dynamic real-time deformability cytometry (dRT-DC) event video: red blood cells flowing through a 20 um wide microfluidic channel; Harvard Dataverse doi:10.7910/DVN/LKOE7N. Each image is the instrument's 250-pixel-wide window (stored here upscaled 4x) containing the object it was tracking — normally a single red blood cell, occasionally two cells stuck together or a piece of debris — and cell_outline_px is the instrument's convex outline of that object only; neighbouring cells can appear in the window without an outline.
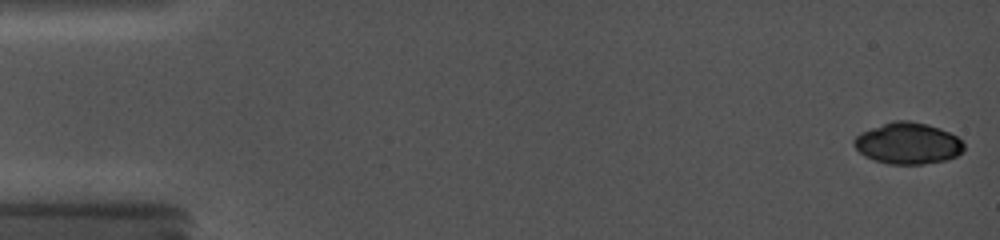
{"species": "common noctule bat (a hibernating species)", "species_latin": "Nyctalus noctula", "temperature_condition": "cold", "stored_images_in_passage": 11, "camera_frame_rate_fps": 5000, "um_per_image_px": 0.085, "animal": {"sex": "female", "body_mass_g": 19.0, "forearm_length_mm": 56.7}, "frame": {"image": 1, "passage_image": 1, "time_ms": 0.0, "image_size_px": [1000, 240], "cell_outline_px": [[964, 148], [956, 156], [944, 160], [920, 164], [888, 164], [864, 156], [852, 144], [852, 140], [860, 132], [896, 120], [908, 120], [928, 124], [940, 128], [956, 136], [964, 144]], "centroid_in_image_um": [77.14, 12.18], "position_along_channel_um": 7.9, "area_um2": 26.3}}
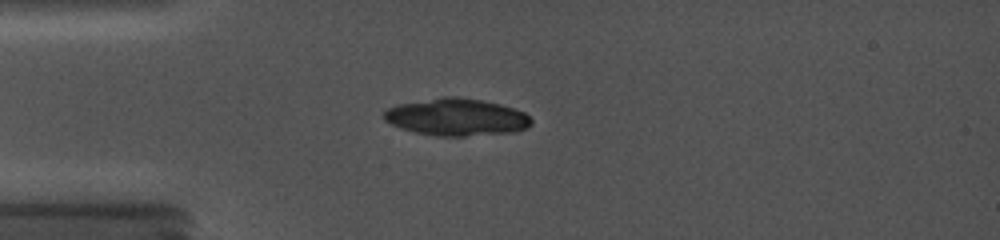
{"frame": {"image": 2, "passage_image": 10, "time_ms": 4.4, "image_size_px": [1000, 240], "cell_outline_px": [[532, 124], [528, 128], [516, 132], [464, 136], [436, 136], [416, 132], [400, 128], [384, 120], [384, 112], [388, 108], [396, 104], [444, 96], [456, 96], [480, 100], [500, 104], [524, 112], [532, 120]], "centroid_in_image_um": [38.81, 9.95], "position_along_channel_um": 46.2, "area_um2": 32.02}}